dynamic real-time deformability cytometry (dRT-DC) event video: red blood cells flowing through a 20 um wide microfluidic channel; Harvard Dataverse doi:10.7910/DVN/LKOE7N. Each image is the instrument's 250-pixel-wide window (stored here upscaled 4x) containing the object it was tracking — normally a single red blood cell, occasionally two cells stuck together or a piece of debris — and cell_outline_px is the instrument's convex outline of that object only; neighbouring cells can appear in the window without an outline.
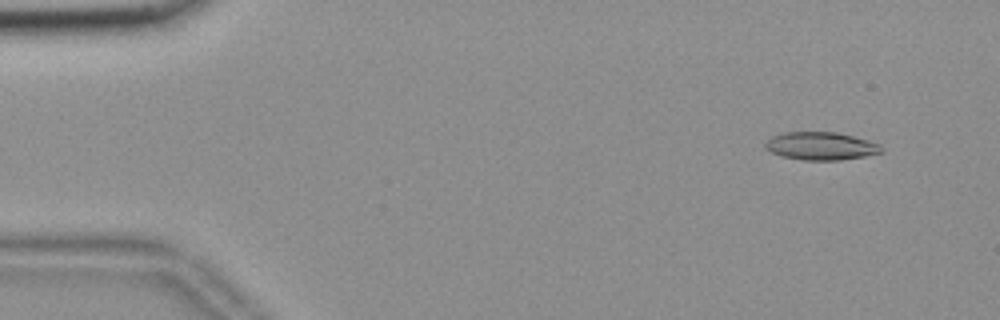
{"species": "common noctule bat (a hibernating species)", "species_latin": "Nyctalus noctula", "temperature_condition": "room temperature", "stored_images_in_passage": 56, "camera_frame_rate_fps": 3000, "um_per_image_px": 0.085, "animal": {"sex": "female", "body_mass_g": 18.4}, "frame": {"image": 1, "passage_image": 5, "time_ms": 1.333, "image_size_px": [1000, 320], "cell_outline_px": [[884, 152], [864, 156], [840, 160], [804, 160], [780, 156], [764, 148], [764, 144], [772, 136], [784, 132], [836, 132], [868, 140], [880, 144], [884, 148]], "centroid_in_image_um": [69.78, 12.41], "position_along_channel_um": 15.2, "area_um2": 18.96}}
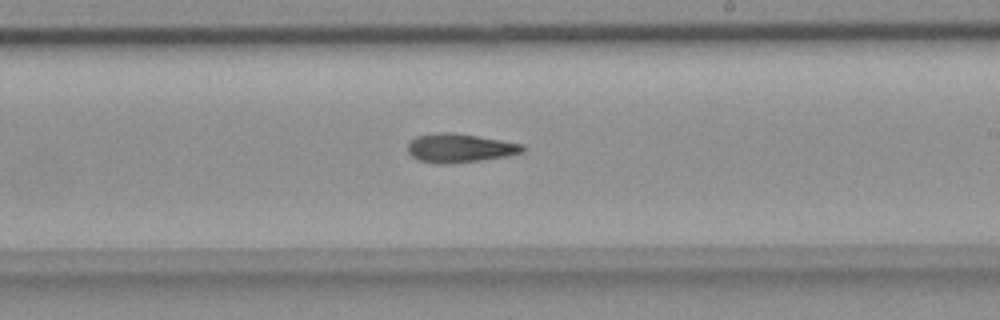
{"frame": {"image": 2, "passage_image": 33, "time_ms": 10.667, "image_size_px": [1000, 320], "cell_outline_px": [[524, 152], [504, 156], [480, 160], [452, 164], [432, 164], [416, 160], [408, 152], [408, 144], [416, 136], [436, 132], [452, 132], [524, 144]], "centroid_in_image_um": [39.02, 12.59], "position_along_channel_um": 250.0, "area_um2": 19.36}}
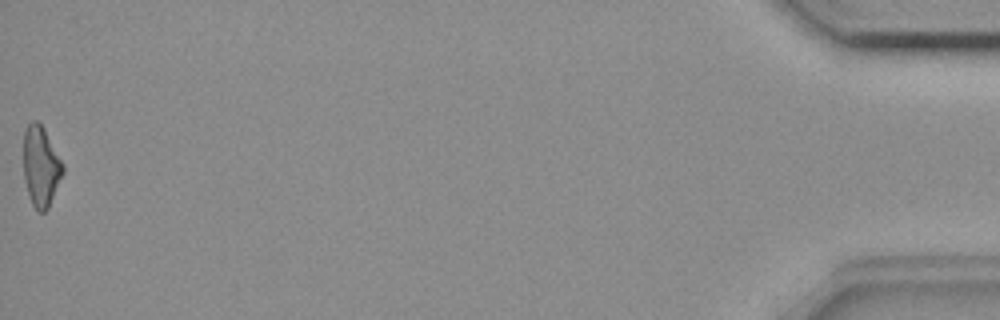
{"frame": {"image": 3, "passage_image": 56, "time_ms": 18.333, "image_size_px": [1000, 320], "cell_outline_px": [[64, 172], [48, 208], [44, 212], [40, 212], [32, 204], [28, 192], [24, 176], [24, 132], [28, 124], [32, 120], [36, 120], [44, 128], [64, 164]], "centroid_in_image_um": [3.49, 14.12], "position_along_channel_um": 431.7, "area_um2": 18.26}}